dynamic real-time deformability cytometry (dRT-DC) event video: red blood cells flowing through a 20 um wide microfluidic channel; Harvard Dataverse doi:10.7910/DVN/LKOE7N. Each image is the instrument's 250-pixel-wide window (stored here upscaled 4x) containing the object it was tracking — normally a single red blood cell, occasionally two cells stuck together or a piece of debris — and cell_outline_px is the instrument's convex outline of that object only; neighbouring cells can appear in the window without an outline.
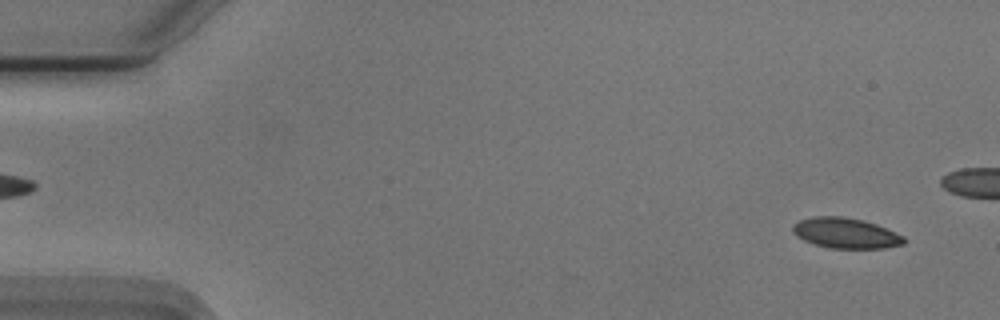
{"species": "Egyptian fruit bat (a non-hibernating species)", "species_latin": "Rousettus aegyptiacus", "temperature_condition": "cold", "stored_images_in_passage": 47, "camera_frame_rate_fps": 3000, "um_per_image_px": 0.085, "animal": {"sex": "male"}, "frame": {"image": 1, "passage_image": 3, "time_ms": 0.667, "image_size_px": [1000, 320], "cell_outline_px": [[908, 240], [904, 244], [884, 248], [828, 248], [812, 244], [796, 236], [792, 232], [792, 224], [800, 220], [812, 216], [840, 216], [864, 220], [876, 224], [904, 236]], "centroid_in_image_um": [71.87, 19.81], "position_along_channel_um": 13.1, "area_um2": 19.94}}
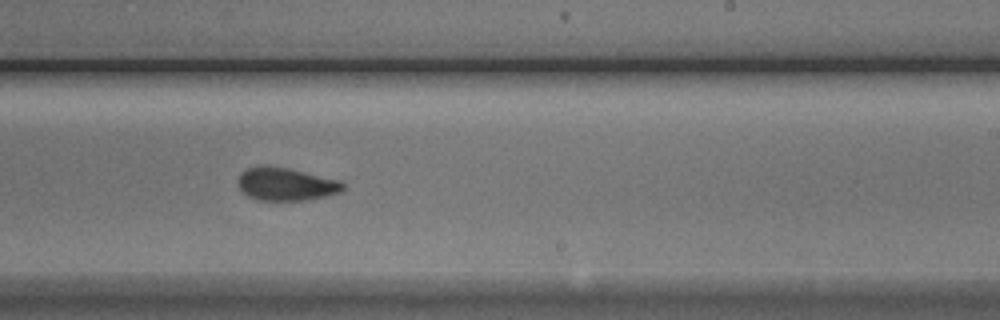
{"frame": {"image": 2, "passage_image": 33, "time_ms": 10.667, "image_size_px": [1000, 320], "cell_outline_px": [[344, 188], [340, 192], [308, 200], [260, 200], [248, 196], [236, 184], [236, 180], [240, 172], [248, 168], [260, 164], [268, 164], [288, 168], [340, 180], [344, 184]], "centroid_in_image_um": [24.25, 15.62], "position_along_channel_um": 264.7, "area_um2": 20.4}}
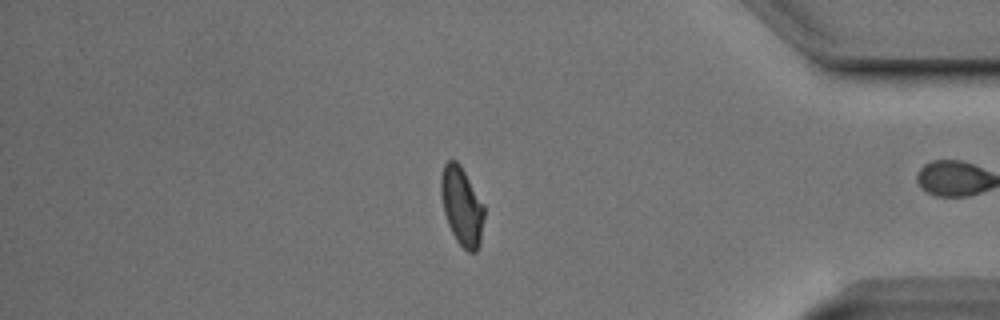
{"frame": {"image": 3, "passage_image": 46, "time_ms": 15.0, "image_size_px": [1000, 320], "cell_outline_px": [[484, 216], [480, 244], [476, 252], [468, 252], [456, 240], [448, 224], [444, 212], [440, 192], [440, 176], [444, 164], [448, 160], [456, 160], [460, 164], [484, 204]], "centroid_in_image_um": [39.25, 17.51], "position_along_channel_um": 396.0, "area_um2": 19.83}, "authors_computed_cell_mechanics": {"area_um2": 20.4034, "velocity_mm_per_s": 3.736, "shape_relaxation_time_tau1_ms": 3.2526, "shape_relaxation_time_tau2_ms": 1.4846, "deformation_change_tau1": 0.1083, "deformation_change_tau2": 0.0602}}